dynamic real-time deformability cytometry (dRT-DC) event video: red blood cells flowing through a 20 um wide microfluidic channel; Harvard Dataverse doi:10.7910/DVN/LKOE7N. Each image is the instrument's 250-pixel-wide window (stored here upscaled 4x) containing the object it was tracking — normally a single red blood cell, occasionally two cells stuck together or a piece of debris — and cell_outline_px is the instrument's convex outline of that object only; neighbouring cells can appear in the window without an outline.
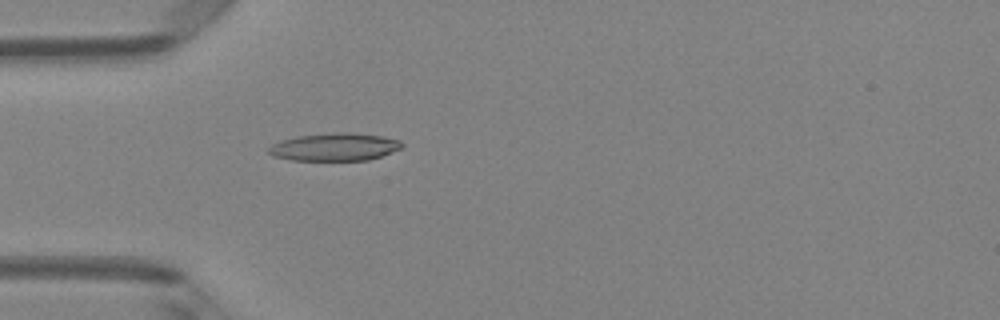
{"species": "Egyptian fruit bat (a non-hibernating species)", "species_latin": "Rousettus aegyptiacus", "temperature_condition": "room temperature", "stored_images_in_passage": 2, "camera_frame_rate_fps": 3000, "um_per_image_px": 0.085, "animal": {"sex": "female"}, "frame": {"image": 1, "passage_image": 2, "time_ms": 0.333, "image_size_px": [1000, 320], "cell_outline_px": [[404, 148], [368, 160], [292, 160], [272, 156], [268, 152], [268, 148], [272, 144], [280, 140], [296, 136], [340, 132], [352, 132], [380, 136], [400, 140], [404, 144]], "centroid_in_image_um": [28.45, 12.49], "position_along_channel_um": 56.6, "area_um2": 21.62}}